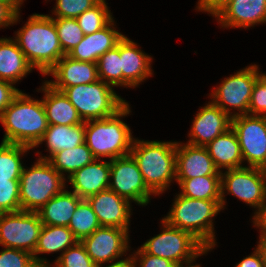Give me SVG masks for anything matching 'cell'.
I'll return each mask as SVG.
<instances>
[{"instance_id": "1", "label": "cell", "mask_w": 266, "mask_h": 267, "mask_svg": "<svg viewBox=\"0 0 266 267\" xmlns=\"http://www.w3.org/2000/svg\"><path fill=\"white\" fill-rule=\"evenodd\" d=\"M25 54L29 64L43 76L66 55L60 45L54 20L50 15L29 16L13 38Z\"/></svg>"}, {"instance_id": "2", "label": "cell", "mask_w": 266, "mask_h": 267, "mask_svg": "<svg viewBox=\"0 0 266 267\" xmlns=\"http://www.w3.org/2000/svg\"><path fill=\"white\" fill-rule=\"evenodd\" d=\"M5 135L3 143L26 145L34 149L49 124L41 100L20 91L0 116Z\"/></svg>"}, {"instance_id": "3", "label": "cell", "mask_w": 266, "mask_h": 267, "mask_svg": "<svg viewBox=\"0 0 266 267\" xmlns=\"http://www.w3.org/2000/svg\"><path fill=\"white\" fill-rule=\"evenodd\" d=\"M176 147L177 141L134 139L130 155L155 196L162 195L176 181Z\"/></svg>"}, {"instance_id": "4", "label": "cell", "mask_w": 266, "mask_h": 267, "mask_svg": "<svg viewBox=\"0 0 266 267\" xmlns=\"http://www.w3.org/2000/svg\"><path fill=\"white\" fill-rule=\"evenodd\" d=\"M131 112L127 102L111 117L85 121V143L95 159L111 161L130 155L135 138L122 118Z\"/></svg>"}, {"instance_id": "5", "label": "cell", "mask_w": 266, "mask_h": 267, "mask_svg": "<svg viewBox=\"0 0 266 267\" xmlns=\"http://www.w3.org/2000/svg\"><path fill=\"white\" fill-rule=\"evenodd\" d=\"M221 200H199L175 195L173 205L164 219L170 226L191 233L207 249L217 245L213 220L222 211Z\"/></svg>"}, {"instance_id": "6", "label": "cell", "mask_w": 266, "mask_h": 267, "mask_svg": "<svg viewBox=\"0 0 266 267\" xmlns=\"http://www.w3.org/2000/svg\"><path fill=\"white\" fill-rule=\"evenodd\" d=\"M65 186L66 179L47 160L37 159L31 167L22 169L20 210L37 212Z\"/></svg>"}, {"instance_id": "7", "label": "cell", "mask_w": 266, "mask_h": 267, "mask_svg": "<svg viewBox=\"0 0 266 267\" xmlns=\"http://www.w3.org/2000/svg\"><path fill=\"white\" fill-rule=\"evenodd\" d=\"M62 92L84 122L111 117L127 103L113 86L100 79L90 84L66 87Z\"/></svg>"}, {"instance_id": "8", "label": "cell", "mask_w": 266, "mask_h": 267, "mask_svg": "<svg viewBox=\"0 0 266 267\" xmlns=\"http://www.w3.org/2000/svg\"><path fill=\"white\" fill-rule=\"evenodd\" d=\"M161 224V233L141 245L145 253L184 265L196 262L197 258L211 251L191 233L170 226L164 219H161Z\"/></svg>"}, {"instance_id": "9", "label": "cell", "mask_w": 266, "mask_h": 267, "mask_svg": "<svg viewBox=\"0 0 266 267\" xmlns=\"http://www.w3.org/2000/svg\"><path fill=\"white\" fill-rule=\"evenodd\" d=\"M246 203L255 210L253 217L261 210L266 201V169L243 166L221 171V206L226 207L225 195Z\"/></svg>"}, {"instance_id": "10", "label": "cell", "mask_w": 266, "mask_h": 267, "mask_svg": "<svg viewBox=\"0 0 266 267\" xmlns=\"http://www.w3.org/2000/svg\"><path fill=\"white\" fill-rule=\"evenodd\" d=\"M259 69L258 65L251 63L234 75L224 78L210 93L211 102L232 118L247 115L252 90L259 77Z\"/></svg>"}, {"instance_id": "11", "label": "cell", "mask_w": 266, "mask_h": 267, "mask_svg": "<svg viewBox=\"0 0 266 267\" xmlns=\"http://www.w3.org/2000/svg\"><path fill=\"white\" fill-rule=\"evenodd\" d=\"M42 226L37 212L0 213V245L33 254Z\"/></svg>"}, {"instance_id": "12", "label": "cell", "mask_w": 266, "mask_h": 267, "mask_svg": "<svg viewBox=\"0 0 266 267\" xmlns=\"http://www.w3.org/2000/svg\"><path fill=\"white\" fill-rule=\"evenodd\" d=\"M108 189L139 206L148 205L150 196L155 195L145 184L138 164L131 155L110 161Z\"/></svg>"}, {"instance_id": "13", "label": "cell", "mask_w": 266, "mask_h": 267, "mask_svg": "<svg viewBox=\"0 0 266 267\" xmlns=\"http://www.w3.org/2000/svg\"><path fill=\"white\" fill-rule=\"evenodd\" d=\"M231 127L238 138L243 163L266 169V116H236Z\"/></svg>"}, {"instance_id": "14", "label": "cell", "mask_w": 266, "mask_h": 267, "mask_svg": "<svg viewBox=\"0 0 266 267\" xmlns=\"http://www.w3.org/2000/svg\"><path fill=\"white\" fill-rule=\"evenodd\" d=\"M129 232L121 228L100 226L91 235L84 237L81 243L96 265L112 264L130 258L126 257L131 248ZM123 256L126 258L120 259Z\"/></svg>"}, {"instance_id": "15", "label": "cell", "mask_w": 266, "mask_h": 267, "mask_svg": "<svg viewBox=\"0 0 266 267\" xmlns=\"http://www.w3.org/2000/svg\"><path fill=\"white\" fill-rule=\"evenodd\" d=\"M186 143L206 147L217 136L231 128L232 117L211 101L198 109Z\"/></svg>"}, {"instance_id": "16", "label": "cell", "mask_w": 266, "mask_h": 267, "mask_svg": "<svg viewBox=\"0 0 266 267\" xmlns=\"http://www.w3.org/2000/svg\"><path fill=\"white\" fill-rule=\"evenodd\" d=\"M91 205L101 226L121 228L129 231L132 216L131 203L106 189L86 199Z\"/></svg>"}, {"instance_id": "17", "label": "cell", "mask_w": 266, "mask_h": 267, "mask_svg": "<svg viewBox=\"0 0 266 267\" xmlns=\"http://www.w3.org/2000/svg\"><path fill=\"white\" fill-rule=\"evenodd\" d=\"M120 58L124 88H136L154 73L151 69L152 56L125 35L120 40Z\"/></svg>"}, {"instance_id": "18", "label": "cell", "mask_w": 266, "mask_h": 267, "mask_svg": "<svg viewBox=\"0 0 266 267\" xmlns=\"http://www.w3.org/2000/svg\"><path fill=\"white\" fill-rule=\"evenodd\" d=\"M206 175H221L207 148L177 141L176 179H190Z\"/></svg>"}, {"instance_id": "19", "label": "cell", "mask_w": 266, "mask_h": 267, "mask_svg": "<svg viewBox=\"0 0 266 267\" xmlns=\"http://www.w3.org/2000/svg\"><path fill=\"white\" fill-rule=\"evenodd\" d=\"M222 28H250L266 23V0H231L216 16Z\"/></svg>"}, {"instance_id": "20", "label": "cell", "mask_w": 266, "mask_h": 267, "mask_svg": "<svg viewBox=\"0 0 266 267\" xmlns=\"http://www.w3.org/2000/svg\"><path fill=\"white\" fill-rule=\"evenodd\" d=\"M47 75L55 80L46 82L61 92L66 87L90 84L99 80L97 63L74 60L67 55H64Z\"/></svg>"}, {"instance_id": "21", "label": "cell", "mask_w": 266, "mask_h": 267, "mask_svg": "<svg viewBox=\"0 0 266 267\" xmlns=\"http://www.w3.org/2000/svg\"><path fill=\"white\" fill-rule=\"evenodd\" d=\"M114 19L101 30L84 35L82 41L67 54L78 61L97 63L98 59L108 50L113 49L124 34L115 29Z\"/></svg>"}, {"instance_id": "22", "label": "cell", "mask_w": 266, "mask_h": 267, "mask_svg": "<svg viewBox=\"0 0 266 267\" xmlns=\"http://www.w3.org/2000/svg\"><path fill=\"white\" fill-rule=\"evenodd\" d=\"M95 159L74 172L66 181L73 192L82 199L108 189L110 179V160Z\"/></svg>"}, {"instance_id": "23", "label": "cell", "mask_w": 266, "mask_h": 267, "mask_svg": "<svg viewBox=\"0 0 266 267\" xmlns=\"http://www.w3.org/2000/svg\"><path fill=\"white\" fill-rule=\"evenodd\" d=\"M43 92L42 102L49 125H78L84 123L76 108L65 94L55 90L46 80L38 92Z\"/></svg>"}, {"instance_id": "24", "label": "cell", "mask_w": 266, "mask_h": 267, "mask_svg": "<svg viewBox=\"0 0 266 267\" xmlns=\"http://www.w3.org/2000/svg\"><path fill=\"white\" fill-rule=\"evenodd\" d=\"M78 241L68 226L43 225L33 253L34 261L39 267H50V261H47V258L39 257V255L59 251L61 256Z\"/></svg>"}, {"instance_id": "25", "label": "cell", "mask_w": 266, "mask_h": 267, "mask_svg": "<svg viewBox=\"0 0 266 267\" xmlns=\"http://www.w3.org/2000/svg\"><path fill=\"white\" fill-rule=\"evenodd\" d=\"M43 142L46 143L49 155L42 156V153L37 151V154H40L38 159L41 160H48L61 150L73 149L85 142V122L78 125H49L34 148L39 147Z\"/></svg>"}, {"instance_id": "26", "label": "cell", "mask_w": 266, "mask_h": 267, "mask_svg": "<svg viewBox=\"0 0 266 267\" xmlns=\"http://www.w3.org/2000/svg\"><path fill=\"white\" fill-rule=\"evenodd\" d=\"M34 68L12 38H0V79L17 84Z\"/></svg>"}, {"instance_id": "27", "label": "cell", "mask_w": 266, "mask_h": 267, "mask_svg": "<svg viewBox=\"0 0 266 267\" xmlns=\"http://www.w3.org/2000/svg\"><path fill=\"white\" fill-rule=\"evenodd\" d=\"M206 148L220 172L244 166L238 138L232 127L217 136Z\"/></svg>"}, {"instance_id": "28", "label": "cell", "mask_w": 266, "mask_h": 267, "mask_svg": "<svg viewBox=\"0 0 266 267\" xmlns=\"http://www.w3.org/2000/svg\"><path fill=\"white\" fill-rule=\"evenodd\" d=\"M66 188L68 189L65 187L37 211L43 225H69L70 219L82 198Z\"/></svg>"}, {"instance_id": "29", "label": "cell", "mask_w": 266, "mask_h": 267, "mask_svg": "<svg viewBox=\"0 0 266 267\" xmlns=\"http://www.w3.org/2000/svg\"><path fill=\"white\" fill-rule=\"evenodd\" d=\"M180 195L199 200H221V175L176 179Z\"/></svg>"}, {"instance_id": "30", "label": "cell", "mask_w": 266, "mask_h": 267, "mask_svg": "<svg viewBox=\"0 0 266 267\" xmlns=\"http://www.w3.org/2000/svg\"><path fill=\"white\" fill-rule=\"evenodd\" d=\"M95 160L86 143L67 150H61L52 155L47 161L65 178ZM68 173V174H67ZM67 176V177H66Z\"/></svg>"}, {"instance_id": "31", "label": "cell", "mask_w": 266, "mask_h": 267, "mask_svg": "<svg viewBox=\"0 0 266 267\" xmlns=\"http://www.w3.org/2000/svg\"><path fill=\"white\" fill-rule=\"evenodd\" d=\"M31 147L20 144H0V180H20L24 167L22 156L26 155Z\"/></svg>"}, {"instance_id": "32", "label": "cell", "mask_w": 266, "mask_h": 267, "mask_svg": "<svg viewBox=\"0 0 266 267\" xmlns=\"http://www.w3.org/2000/svg\"><path fill=\"white\" fill-rule=\"evenodd\" d=\"M100 226L91 205L86 199H82L70 219L68 228L81 241L84 237L91 235Z\"/></svg>"}, {"instance_id": "33", "label": "cell", "mask_w": 266, "mask_h": 267, "mask_svg": "<svg viewBox=\"0 0 266 267\" xmlns=\"http://www.w3.org/2000/svg\"><path fill=\"white\" fill-rule=\"evenodd\" d=\"M98 77L113 87H123V74L120 58V41L104 53L97 61Z\"/></svg>"}, {"instance_id": "34", "label": "cell", "mask_w": 266, "mask_h": 267, "mask_svg": "<svg viewBox=\"0 0 266 267\" xmlns=\"http://www.w3.org/2000/svg\"><path fill=\"white\" fill-rule=\"evenodd\" d=\"M107 4L106 0H101L97 5L76 18L84 35L101 30L114 19Z\"/></svg>"}, {"instance_id": "35", "label": "cell", "mask_w": 266, "mask_h": 267, "mask_svg": "<svg viewBox=\"0 0 266 267\" xmlns=\"http://www.w3.org/2000/svg\"><path fill=\"white\" fill-rule=\"evenodd\" d=\"M63 52L67 55L84 36L76 18H53Z\"/></svg>"}, {"instance_id": "36", "label": "cell", "mask_w": 266, "mask_h": 267, "mask_svg": "<svg viewBox=\"0 0 266 267\" xmlns=\"http://www.w3.org/2000/svg\"><path fill=\"white\" fill-rule=\"evenodd\" d=\"M50 267H96L97 265L89 257L84 245L78 241L69 247L61 256L54 260Z\"/></svg>"}, {"instance_id": "37", "label": "cell", "mask_w": 266, "mask_h": 267, "mask_svg": "<svg viewBox=\"0 0 266 267\" xmlns=\"http://www.w3.org/2000/svg\"><path fill=\"white\" fill-rule=\"evenodd\" d=\"M101 0H56L52 18H77L86 10L97 5Z\"/></svg>"}, {"instance_id": "38", "label": "cell", "mask_w": 266, "mask_h": 267, "mask_svg": "<svg viewBox=\"0 0 266 267\" xmlns=\"http://www.w3.org/2000/svg\"><path fill=\"white\" fill-rule=\"evenodd\" d=\"M20 211L19 180H0V213Z\"/></svg>"}, {"instance_id": "39", "label": "cell", "mask_w": 266, "mask_h": 267, "mask_svg": "<svg viewBox=\"0 0 266 267\" xmlns=\"http://www.w3.org/2000/svg\"><path fill=\"white\" fill-rule=\"evenodd\" d=\"M0 267H39L33 254L14 248L4 247L0 251Z\"/></svg>"}, {"instance_id": "40", "label": "cell", "mask_w": 266, "mask_h": 267, "mask_svg": "<svg viewBox=\"0 0 266 267\" xmlns=\"http://www.w3.org/2000/svg\"><path fill=\"white\" fill-rule=\"evenodd\" d=\"M248 115L266 116V73H260L254 84Z\"/></svg>"}, {"instance_id": "41", "label": "cell", "mask_w": 266, "mask_h": 267, "mask_svg": "<svg viewBox=\"0 0 266 267\" xmlns=\"http://www.w3.org/2000/svg\"><path fill=\"white\" fill-rule=\"evenodd\" d=\"M135 253L129 254L132 262V267H176L177 264L170 261L169 259L152 256L145 253L141 248L138 247Z\"/></svg>"}, {"instance_id": "42", "label": "cell", "mask_w": 266, "mask_h": 267, "mask_svg": "<svg viewBox=\"0 0 266 267\" xmlns=\"http://www.w3.org/2000/svg\"><path fill=\"white\" fill-rule=\"evenodd\" d=\"M20 91L14 84L0 79V116Z\"/></svg>"}, {"instance_id": "43", "label": "cell", "mask_w": 266, "mask_h": 267, "mask_svg": "<svg viewBox=\"0 0 266 267\" xmlns=\"http://www.w3.org/2000/svg\"><path fill=\"white\" fill-rule=\"evenodd\" d=\"M20 12L11 4L0 2V28L3 29L20 21Z\"/></svg>"}, {"instance_id": "44", "label": "cell", "mask_w": 266, "mask_h": 267, "mask_svg": "<svg viewBox=\"0 0 266 267\" xmlns=\"http://www.w3.org/2000/svg\"><path fill=\"white\" fill-rule=\"evenodd\" d=\"M231 0H198L197 11L207 12L215 17L222 9H224Z\"/></svg>"}, {"instance_id": "45", "label": "cell", "mask_w": 266, "mask_h": 267, "mask_svg": "<svg viewBox=\"0 0 266 267\" xmlns=\"http://www.w3.org/2000/svg\"><path fill=\"white\" fill-rule=\"evenodd\" d=\"M235 267H265L262 251L256 246L253 253L244 257Z\"/></svg>"}, {"instance_id": "46", "label": "cell", "mask_w": 266, "mask_h": 267, "mask_svg": "<svg viewBox=\"0 0 266 267\" xmlns=\"http://www.w3.org/2000/svg\"><path fill=\"white\" fill-rule=\"evenodd\" d=\"M252 219L254 227H257L260 231L259 236H266V201L261 210Z\"/></svg>"}, {"instance_id": "47", "label": "cell", "mask_w": 266, "mask_h": 267, "mask_svg": "<svg viewBox=\"0 0 266 267\" xmlns=\"http://www.w3.org/2000/svg\"><path fill=\"white\" fill-rule=\"evenodd\" d=\"M96 267H103V266L97 265ZM106 267H132V262L130 258H127L125 260L106 265Z\"/></svg>"}, {"instance_id": "48", "label": "cell", "mask_w": 266, "mask_h": 267, "mask_svg": "<svg viewBox=\"0 0 266 267\" xmlns=\"http://www.w3.org/2000/svg\"><path fill=\"white\" fill-rule=\"evenodd\" d=\"M257 246L263 253L264 265L266 267V236H259V241L257 242Z\"/></svg>"}, {"instance_id": "49", "label": "cell", "mask_w": 266, "mask_h": 267, "mask_svg": "<svg viewBox=\"0 0 266 267\" xmlns=\"http://www.w3.org/2000/svg\"><path fill=\"white\" fill-rule=\"evenodd\" d=\"M0 2L11 4L18 12H20L24 0H0Z\"/></svg>"}, {"instance_id": "50", "label": "cell", "mask_w": 266, "mask_h": 267, "mask_svg": "<svg viewBox=\"0 0 266 267\" xmlns=\"http://www.w3.org/2000/svg\"><path fill=\"white\" fill-rule=\"evenodd\" d=\"M194 262L188 263V264H184V265H177L176 267H201L200 264H193Z\"/></svg>"}]
</instances>
